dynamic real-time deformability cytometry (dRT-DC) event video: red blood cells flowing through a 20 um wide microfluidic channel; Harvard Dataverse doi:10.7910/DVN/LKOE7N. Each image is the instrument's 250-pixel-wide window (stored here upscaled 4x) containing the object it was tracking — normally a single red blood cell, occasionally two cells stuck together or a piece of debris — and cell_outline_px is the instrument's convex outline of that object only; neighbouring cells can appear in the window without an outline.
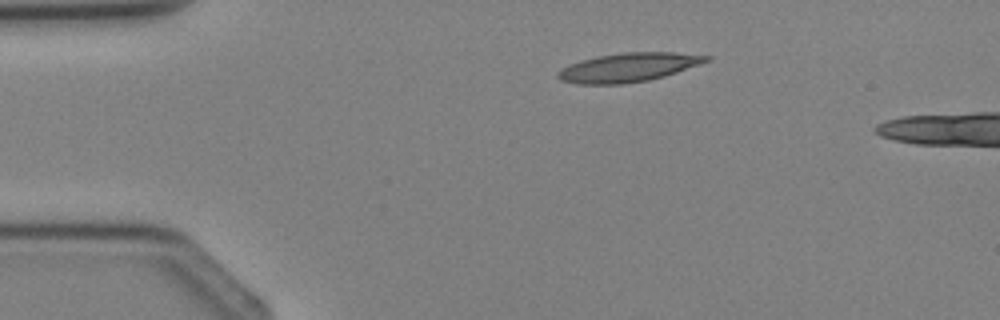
{"species": "Egyptian fruit bat (a non-hibernating species)", "species_latin": "Rousettus aegyptiacus", "temperature_condition": "cold", "stored_images_in_passage": 2, "camera_frame_rate_fps": 3000, "um_per_image_px": 0.085, "animal": {"sex": "female"}, "frame": {"image": 1, "passage_image": 2, "time_ms": 1.333, "image_size_px": [1000, 320], "cell_outline_px": [[712, 60], [664, 76], [648, 80], [624, 84], [576, 84], [560, 80], [556, 76], [556, 72], [560, 68], [596, 56], [620, 52], [672, 52], [712, 56]], "centroid_in_image_um": [53.4, 5.73], "position_along_channel_um": 31.6, "area_um2": 25.03}}